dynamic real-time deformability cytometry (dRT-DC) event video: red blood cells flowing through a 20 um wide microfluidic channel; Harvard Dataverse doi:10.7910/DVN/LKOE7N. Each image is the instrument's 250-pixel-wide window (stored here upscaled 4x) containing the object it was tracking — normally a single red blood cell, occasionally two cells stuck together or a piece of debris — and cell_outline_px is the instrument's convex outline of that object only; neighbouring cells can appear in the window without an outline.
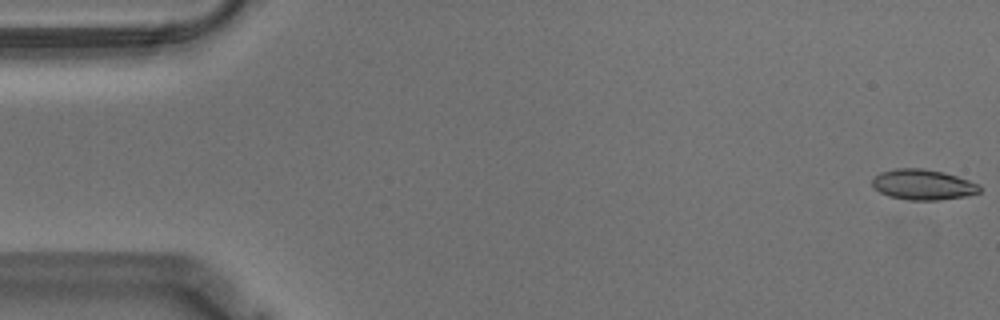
{"species": "Egyptian fruit bat (a non-hibernating species)", "species_latin": "Rousettus aegyptiacus", "temperature_condition": "warm", "stored_images_in_passage": 57, "camera_frame_rate_fps": 3000, "um_per_image_px": 0.085, "animal": {"sex": "male"}, "frame": {"image": 1, "passage_image": 1, "time_ms": 0.0, "image_size_px": [1000, 320], "cell_outline_px": [[980, 192], [964, 196], [940, 200], [908, 200], [888, 196], [880, 192], [872, 184], [872, 180], [880, 172], [896, 168], [924, 168], [944, 172], [980, 184]], "centroid_in_image_um": [78.45, 15.69], "position_along_channel_um": 6.5, "area_um2": 19.02}}
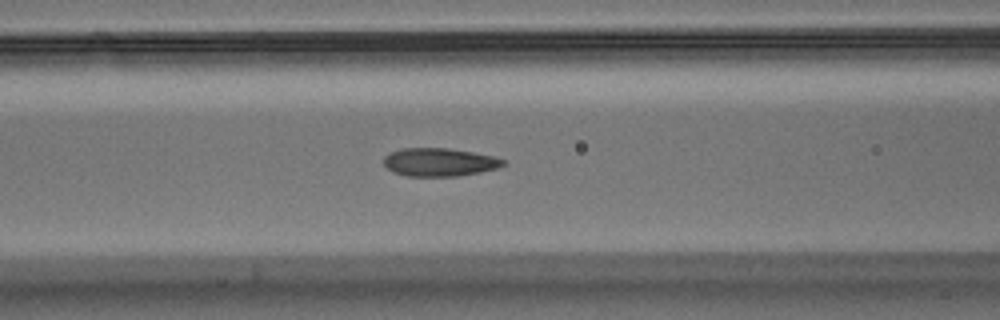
{"frame": {"image": 2, "passage_image": 23, "time_ms": 7.333, "image_size_px": [1000, 320], "cell_outline_px": [[508, 164], [500, 168], [480, 172], [456, 176], [404, 176], [392, 172], [384, 164], [384, 156], [388, 152], [400, 148], [448, 148], [496, 156], [508, 160]], "centroid_in_image_um": [37.39, 13.78], "position_along_channel_um": 129.2, "area_um2": 20.06}}
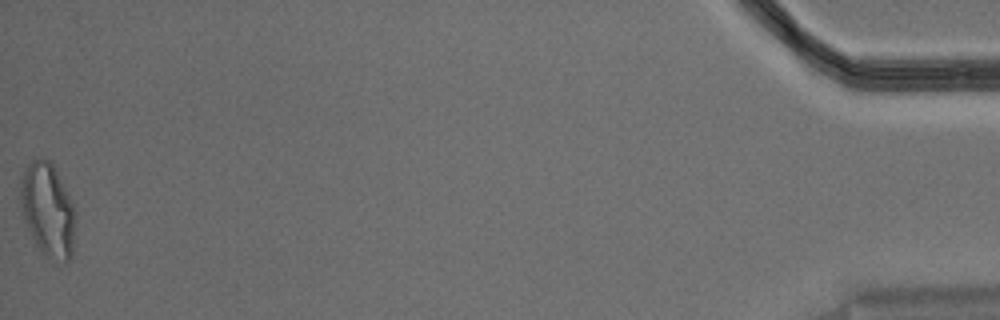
{"frame": {"image": 3, "passage_image": 57, "time_ms": 18.667, "image_size_px": [1000, 320], "cell_outline_px": [[76, 216], [72, 256], [68, 260], [64, 260], [44, 256], [40, 252], [24, 220], [20, 204], [20, 180], [24, 168], [32, 160], [40, 156], [48, 160], [52, 164], [76, 212]], "centroid_in_image_um": [4.04, 17.83], "position_along_channel_um": 431.2, "area_um2": 29.77}, "authors_computed_cell_mechanics": {"area_um2": 19.7676, "velocity_mm_per_s": 3.5509, "shape_relaxation_time_tau1_ms": 7.7521, "shape_relaxation_time_tau2_ms": 1.0119, "deformation_change_tau1": 0.2235, "deformation_change_tau2": 0.0725}}